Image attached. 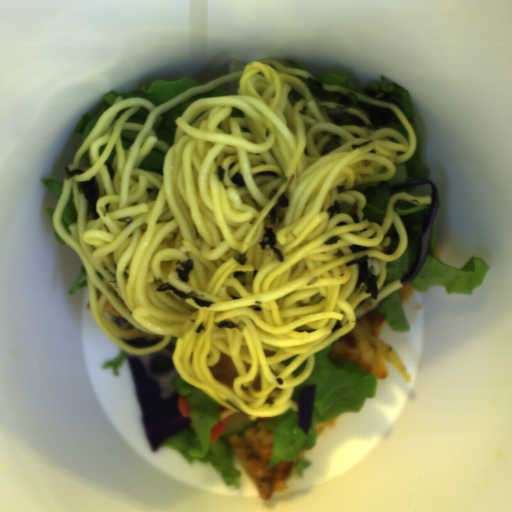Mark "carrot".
<instances>
[{"label":"carrot","instance_id":"2","mask_svg":"<svg viewBox=\"0 0 512 512\" xmlns=\"http://www.w3.org/2000/svg\"><path fill=\"white\" fill-rule=\"evenodd\" d=\"M178 406H179V410H180L181 414L184 417H191L190 416V409H191L190 403H189L187 397L182 395L180 392H179Z\"/></svg>","mask_w":512,"mask_h":512},{"label":"carrot","instance_id":"1","mask_svg":"<svg viewBox=\"0 0 512 512\" xmlns=\"http://www.w3.org/2000/svg\"><path fill=\"white\" fill-rule=\"evenodd\" d=\"M232 415H229L224 419L220 418V420L213 426V428L211 430V436L209 438L210 441H215V440L220 439V437H221L226 425L228 424L230 418L232 417Z\"/></svg>","mask_w":512,"mask_h":512}]
</instances>
